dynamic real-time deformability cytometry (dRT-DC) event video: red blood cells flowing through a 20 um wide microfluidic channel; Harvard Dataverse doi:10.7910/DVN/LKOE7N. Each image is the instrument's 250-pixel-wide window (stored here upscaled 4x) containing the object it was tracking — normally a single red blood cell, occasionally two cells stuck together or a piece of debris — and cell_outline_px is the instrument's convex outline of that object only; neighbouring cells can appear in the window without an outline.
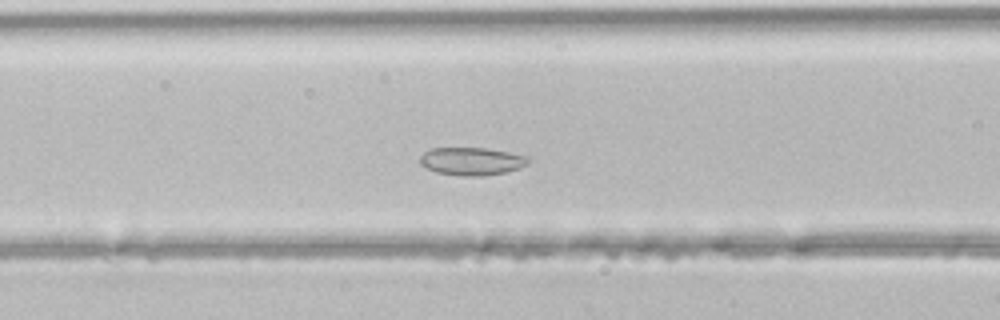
{"species": "common noctule bat (a hibernating species)", "species_latin": "Nyctalus noctula", "temperature_condition": "room temperature", "stored_images_in_passage": 45, "segment_of_instrument_passage": [1, 2], "camera_frame_rate_fps": 3000, "um_per_image_px": 0.085, "animal": {"sex": "male", "body_mass_g": 21.5, "forearm_length_mm": 52.0}, "frame": {"image": 1, "passage_image": 17, "time_ms": 5.333, "image_size_px": [1000, 320], "cell_outline_px": [[528, 164], [520, 168], [504, 172], [480, 176], [460, 176], [436, 172], [420, 164], [420, 156], [424, 152], [432, 148], [488, 148], [528, 156]], "centroid_in_image_um": [40.09, 13.7], "position_along_channel_um": 126.5, "area_um2": 17.51}}
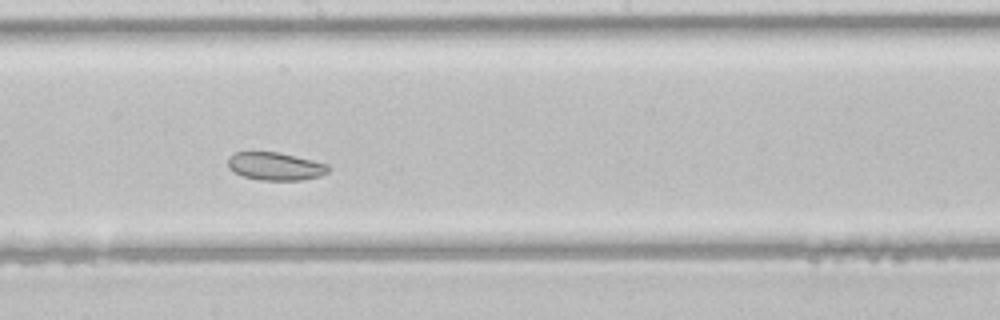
{"frame": {"image": 2, "passage_image": 24, "time_ms": 7.667, "image_size_px": [1000, 320], "cell_outline_px": [[328, 172], [320, 176], [304, 180], [260, 180], [244, 176], [228, 168], [228, 156], [236, 152], [280, 152], [328, 164]], "centroid_in_image_um": [23.4, 14.13], "position_along_channel_um": 224.8, "area_um2": 16.3}}
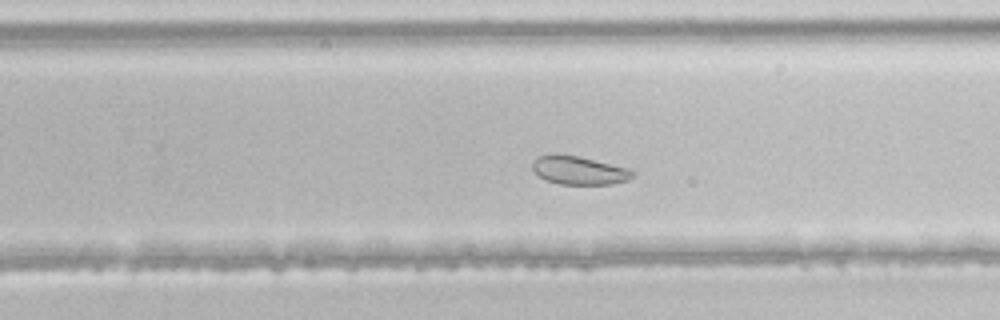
{"frame": {"image": 3, "passage_image": 28, "time_ms": 9.0, "image_size_px": [1000, 320], "cell_outline_px": [[636, 172], [628, 180], [612, 184], [560, 184], [548, 180], [540, 176], [532, 168], [532, 164], [540, 156], [576, 156], [628, 168]], "centroid_in_image_um": [49.29, 14.51], "position_along_channel_um": 280.5, "area_um2": 15.84}}